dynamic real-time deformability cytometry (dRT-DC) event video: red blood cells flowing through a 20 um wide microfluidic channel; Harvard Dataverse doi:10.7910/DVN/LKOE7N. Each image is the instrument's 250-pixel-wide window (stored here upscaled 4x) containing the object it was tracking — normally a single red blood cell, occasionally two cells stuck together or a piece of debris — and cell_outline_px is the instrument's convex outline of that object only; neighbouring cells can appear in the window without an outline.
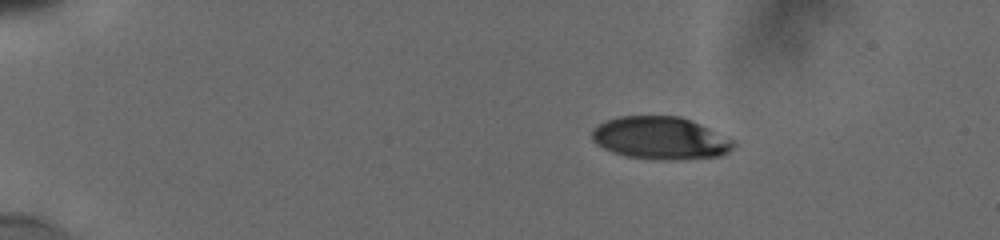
{"species": "human", "species_latin": "Homo sapiens", "temperature_condition": "cold", "stored_images_in_passage": 5, "camera_frame_rate_fps": 3000, "um_per_image_px": 0.085, "donor": {"sex": "male"}, "frame": {"image": 1, "passage_image": 1, "time_ms": 0.0, "image_size_px": [1000, 240], "cell_outline_px": [[736, 144], [728, 152], [720, 156], [680, 160], [652, 160], [628, 156], [612, 152], [596, 144], [592, 140], [592, 128], [608, 120], [620, 116], [680, 116], [736, 140]], "centroid_in_image_um": [56.15, 11.75], "position_along_channel_um": 28.9, "area_um2": 35.26}}
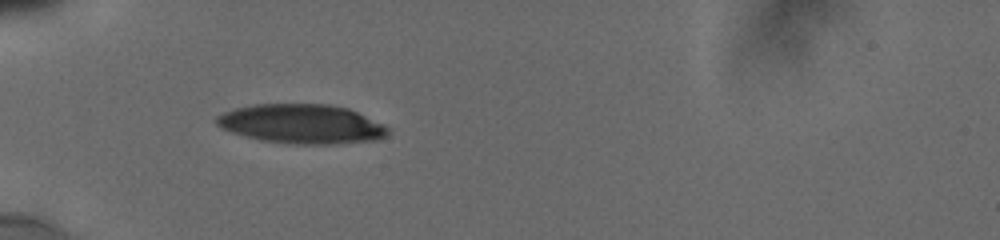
{"frame": {"image": 2, "passage_image": 4, "time_ms": 3.0, "image_size_px": [1000, 240], "cell_outline_px": [[392, 132], [388, 136], [376, 140], [332, 144], [296, 144], [260, 140], [232, 132], [216, 124], [216, 116], [232, 108], [252, 104], [332, 104], [348, 108], [384, 124]], "centroid_in_image_um": [25.68, 10.53], "position_along_channel_um": 59.3, "area_um2": 39.48}}